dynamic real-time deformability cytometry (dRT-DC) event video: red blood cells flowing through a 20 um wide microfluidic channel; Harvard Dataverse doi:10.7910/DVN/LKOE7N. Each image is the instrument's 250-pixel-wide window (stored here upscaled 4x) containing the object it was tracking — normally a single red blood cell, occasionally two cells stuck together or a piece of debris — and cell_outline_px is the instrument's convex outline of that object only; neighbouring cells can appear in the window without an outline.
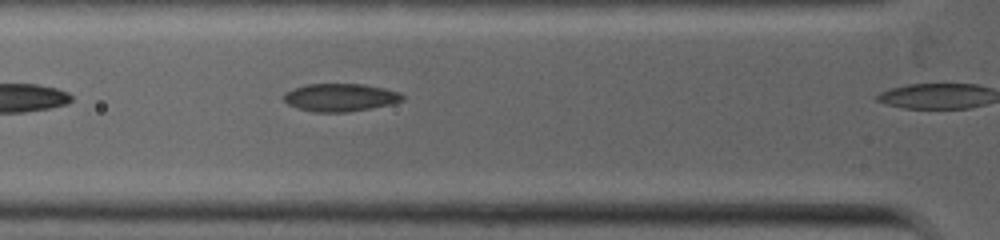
{"species": "common noctule bat (a hibernating species)", "species_latin": "Nyctalus noctula", "temperature_condition": "warm", "stored_images_in_passage": 5, "segment_of_instrument_passage": [1, 2], "camera_frame_rate_fps": 5000, "um_per_image_px": 0.085, "animal": {"sex": "female", "body_mass_g": 19.0, "forearm_length_mm": 53.3}, "frame": {"image": 1, "passage_image": 4, "time_ms": 1.4, "image_size_px": [1000, 240], "cell_outline_px": [[404, 100], [392, 104], [372, 108], [344, 112], [312, 112], [296, 108], [288, 104], [280, 96], [284, 92], [292, 88], [308, 84], [360, 84], [384, 88], [396, 92], [404, 96]], "centroid_in_image_um": [28.85, 8.29], "position_along_channel_um": 96.9, "area_um2": 19.36}}